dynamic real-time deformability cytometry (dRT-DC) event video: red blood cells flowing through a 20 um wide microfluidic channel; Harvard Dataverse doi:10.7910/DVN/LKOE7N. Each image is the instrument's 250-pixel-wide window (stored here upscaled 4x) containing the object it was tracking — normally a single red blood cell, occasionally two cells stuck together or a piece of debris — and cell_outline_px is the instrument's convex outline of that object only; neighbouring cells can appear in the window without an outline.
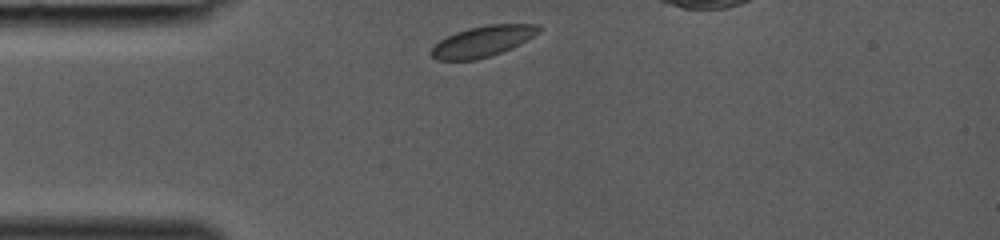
{"species": "common noctule bat (a hibernating species)", "species_latin": "Nyctalus noctula", "temperature_condition": "room temperature", "stored_images_in_passage": 27, "segment_of_instrument_passage": [1, 2], "camera_frame_rate_fps": 3000, "um_per_image_px": 0.085, "animal": {"sex": "female", "body_mass_g": 19.0, "forearm_length_mm": 53.3}, "frame": {"image": 1, "passage_image": 1, "time_ms": 0.0, "image_size_px": [1000, 240], "cell_outline_px": [[540, 32], [520, 44], [512, 48], [476, 60], [436, 60], [428, 52], [440, 40], [456, 32], [468, 28], [488, 24], [540, 24]], "centroid_in_image_um": [41.03, 3.51], "position_along_channel_um": 44.0, "area_um2": 19.25}}
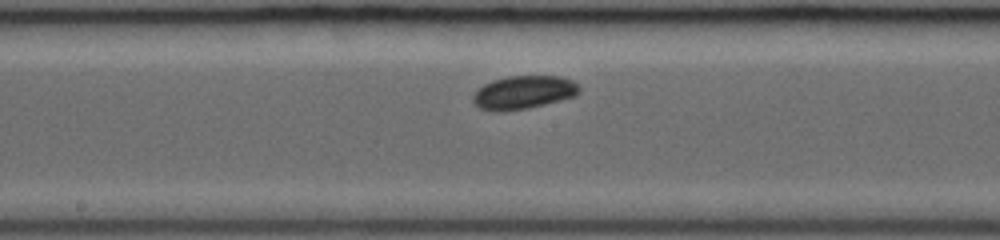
{"frame": {"image": 2, "passage_image": 12, "time_ms": 3.667, "image_size_px": [1000, 240], "cell_outline_px": [[580, 92], [576, 96], [528, 108], [500, 112], [492, 112], [480, 108], [472, 100], [472, 96], [484, 84], [492, 80], [508, 76], [560, 76], [572, 80], [580, 88]], "centroid_in_image_um": [44.5, 7.86], "position_along_channel_um": 203.7, "area_um2": 20.63}}
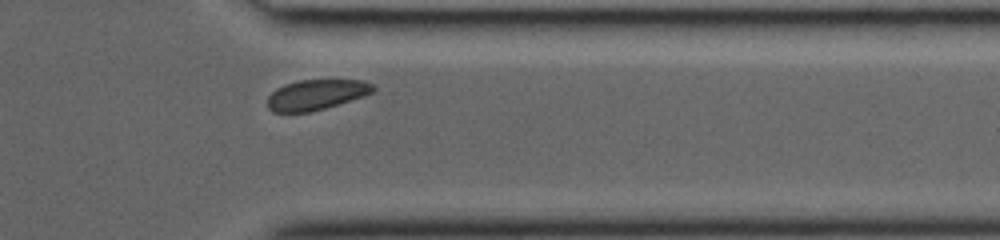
{"frame": {"image": 3, "passage_image": 23, "time_ms": 7.333, "image_size_px": [1000, 240], "cell_outline_px": [[376, 88], [372, 92], [364, 96], [312, 112], [272, 112], [268, 108], [268, 96], [276, 88], [284, 84], [300, 80], [364, 80], [372, 84]], "centroid_in_image_um": [26.87, 8.05], "position_along_channel_um": 384.5, "area_um2": 18.67}}